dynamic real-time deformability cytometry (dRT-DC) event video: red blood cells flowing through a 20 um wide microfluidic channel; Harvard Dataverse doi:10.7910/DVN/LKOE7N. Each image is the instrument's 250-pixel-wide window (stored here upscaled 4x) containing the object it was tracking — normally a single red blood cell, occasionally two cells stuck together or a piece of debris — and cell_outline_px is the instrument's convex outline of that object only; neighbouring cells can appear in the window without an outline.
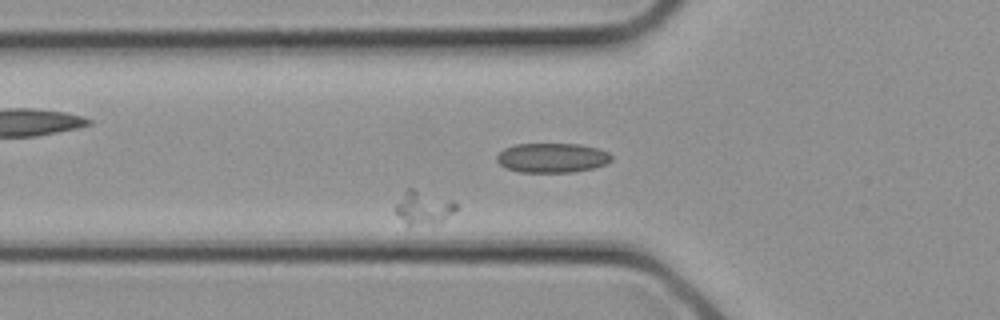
{"species": "common noctule bat (a hibernating species)", "species_latin": "Nyctalus noctula", "temperature_condition": "cold", "stored_images_in_passage": 25, "camera_frame_rate_fps": 3000, "um_per_image_px": 0.085, "animal": {"sex": "female", "body_mass_g": 21.9}, "frame": {"image": 1, "passage_image": 9, "time_ms": 2.667, "image_size_px": [1000, 320], "cell_outline_px": [[456, 208], [444, 220], [432, 224], [408, 228], [396, 212], [396, 204], [404, 192], [408, 188], [412, 188], [456, 200]], "centroid_in_image_um": [35.99, 17.67], "position_along_channel_um": 89.8, "area_um2": 12.02}}
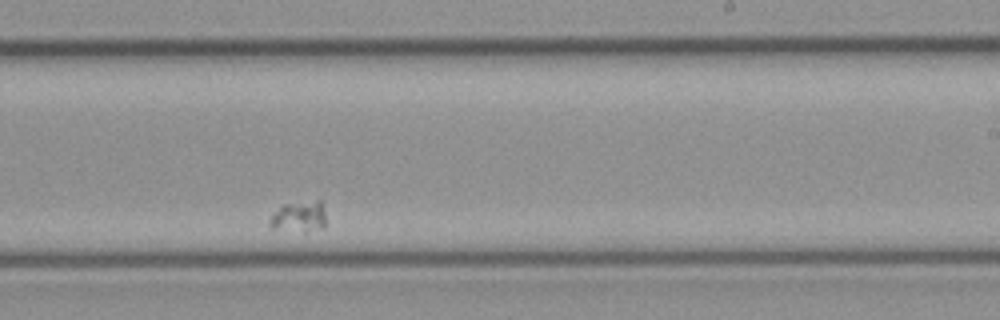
{"frame": {"image": 2, "passage_image": 18, "time_ms": 5.667, "image_size_px": [1000, 320], "cell_outline_px": [[324, 228], [304, 232], [272, 228], [268, 224], [268, 220], [272, 212], [284, 204], [316, 200], [320, 200], [324, 212]], "centroid_in_image_um": [25.37, 18.42], "position_along_channel_um": 263.6, "area_um2": 10.23}}
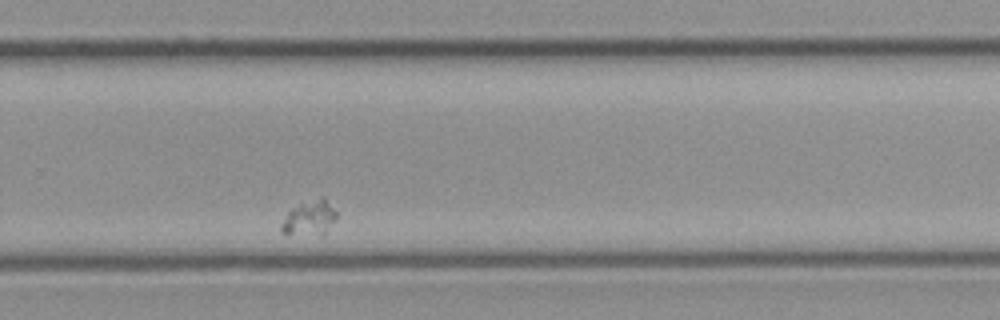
{"frame": {"image": 3, "passage_image": 20, "time_ms": 6.333, "image_size_px": [1000, 320], "cell_outline_px": [[336, 216], [324, 236], [280, 232], [280, 224], [288, 212], [292, 208], [300, 204], [320, 196], [324, 196], [336, 212]], "centroid_in_image_um": [26.31, 18.53], "position_along_channel_um": 303.5, "area_um2": 11.16}}